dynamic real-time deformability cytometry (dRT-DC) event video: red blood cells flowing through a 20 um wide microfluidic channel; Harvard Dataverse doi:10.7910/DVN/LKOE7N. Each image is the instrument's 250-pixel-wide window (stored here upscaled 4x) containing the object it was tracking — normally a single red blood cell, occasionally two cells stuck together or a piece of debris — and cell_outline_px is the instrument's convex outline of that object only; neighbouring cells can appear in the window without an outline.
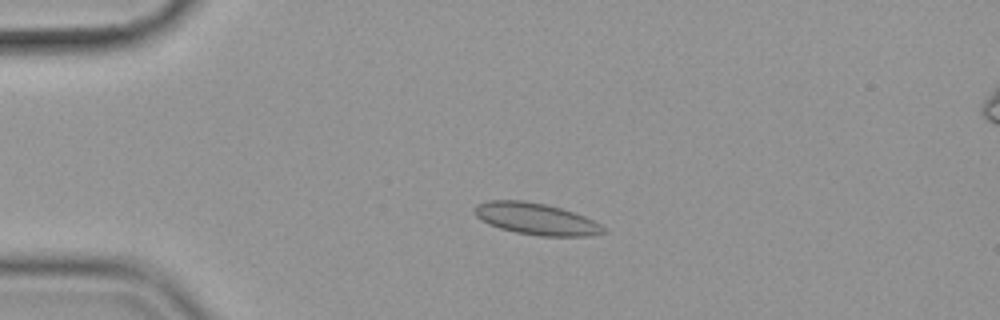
{"species": "common noctule bat (a hibernating species)", "species_latin": "Nyctalus noctula", "temperature_condition": "cold", "stored_images_in_passage": 44, "camera_frame_rate_fps": 3000, "um_per_image_px": 0.085, "animal": {"sex": "female", "body_mass_g": 19.9}, "frame": {"image": 1, "passage_image": 1, "time_ms": 0.0, "image_size_px": [1000, 320], "cell_outline_px": [[608, 232], [588, 236], [540, 236], [516, 232], [500, 228], [488, 224], [476, 216], [472, 212], [472, 208], [476, 204], [488, 200], [524, 200], [544, 204], [560, 208], [584, 216], [600, 224]], "centroid_in_image_um": [45.52, 18.6], "position_along_channel_um": 39.5, "area_um2": 23.81}}
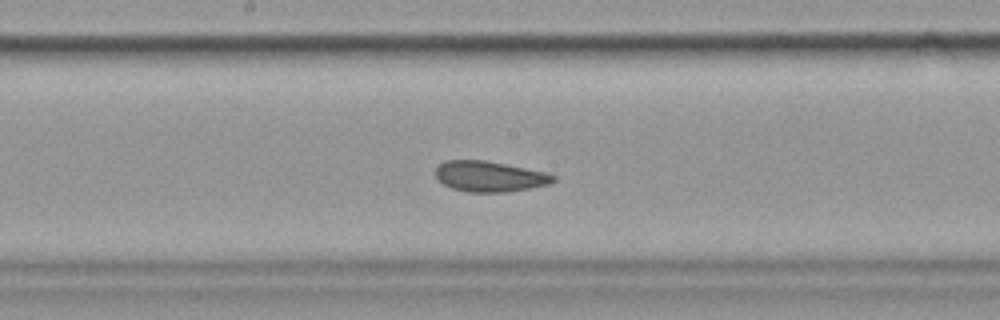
{"frame": {"image": 2, "passage_image": 18, "time_ms": 5.667, "image_size_px": [1000, 320], "cell_outline_px": [[556, 180], [552, 184], [508, 192], [468, 192], [452, 188], [444, 184], [436, 176], [436, 168], [444, 160], [484, 160], [544, 172], [556, 176]], "centroid_in_image_um": [41.63, 15.0], "position_along_channel_um": 206.6, "area_um2": 20.87}}
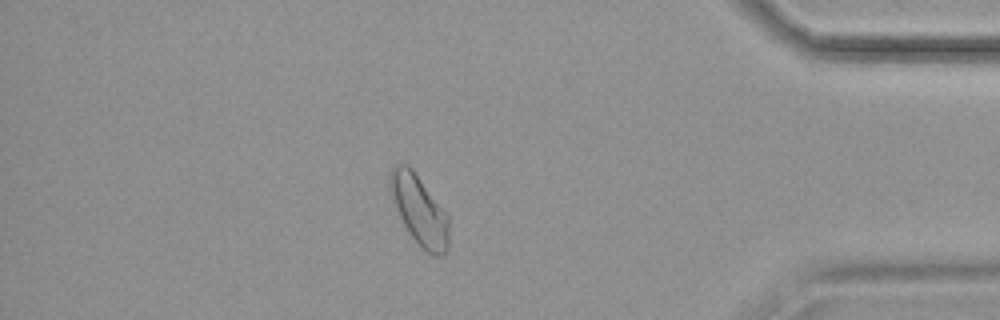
{"frame": {"image": 3, "passage_image": 37, "time_ms": 12.0, "image_size_px": [1000, 320], "cell_outline_px": [[448, 252], [440, 256], [432, 256], [408, 232], [388, 192], [388, 172], [396, 164], [408, 164], [412, 168], [448, 216]], "centroid_in_image_um": [35.6, 17.83], "position_along_channel_um": 399.6, "area_um2": 23.76}, "authors_computed_cell_mechanics": {"area_um2": 21.8195, "velocity_mm_per_s": 3.5534, "shape_relaxation_time_tau1_ms": null, "shape_relaxation_time_tau2_ms": 2.784, "deformation_change_tau1": null, "deformation_change_tau2": 0.0584}}